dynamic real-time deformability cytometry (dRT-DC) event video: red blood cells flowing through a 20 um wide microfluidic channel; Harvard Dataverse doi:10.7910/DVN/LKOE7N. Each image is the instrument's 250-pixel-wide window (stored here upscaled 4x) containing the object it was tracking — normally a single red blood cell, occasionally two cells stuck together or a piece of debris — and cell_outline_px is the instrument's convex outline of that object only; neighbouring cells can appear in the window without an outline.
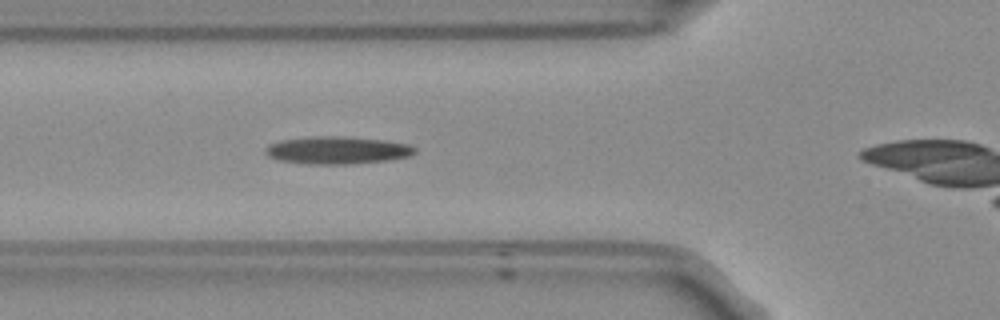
{"species": "Egyptian fruit bat (a non-hibernating species)", "species_latin": "Rousettus aegyptiacus", "temperature_condition": "room temperature", "stored_images_in_passage": 35, "camera_frame_rate_fps": 3000, "um_per_image_px": 0.085, "frame": {"image": 1, "passage_image": 10, "time_ms": 3.0, "image_size_px": [1000, 320], "cell_outline_px": [[416, 152], [408, 156], [384, 160], [348, 164], [304, 164], [280, 160], [268, 156], [264, 152], [264, 148], [268, 144], [280, 140], [308, 136], [344, 136], [384, 140], [408, 144], [416, 148]], "centroid_in_image_um": [28.59, 12.76], "position_along_channel_um": 97.2, "area_um2": 24.04}}
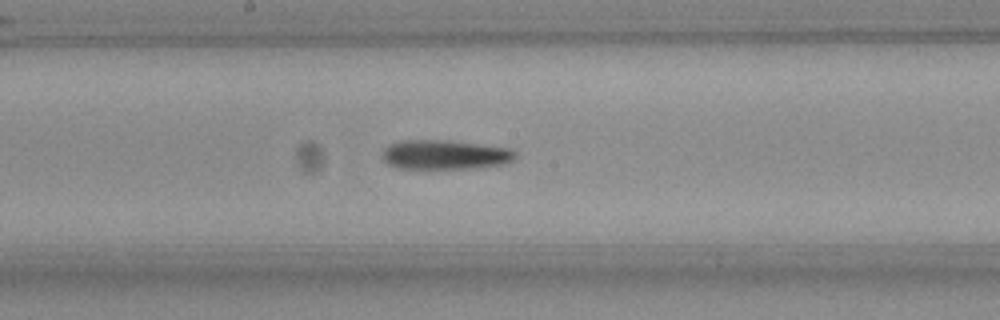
{"frame": {"image": 2, "passage_image": 19, "time_ms": 6.0, "image_size_px": [1000, 320], "cell_outline_px": [[516, 156], [512, 160], [504, 164], [480, 168], [396, 168], [388, 164], [384, 160], [384, 148], [388, 144], [400, 140], [444, 140], [508, 148], [516, 152]], "centroid_in_image_um": [37.8, 13.15], "position_along_channel_um": 210.4, "area_um2": 22.66}}
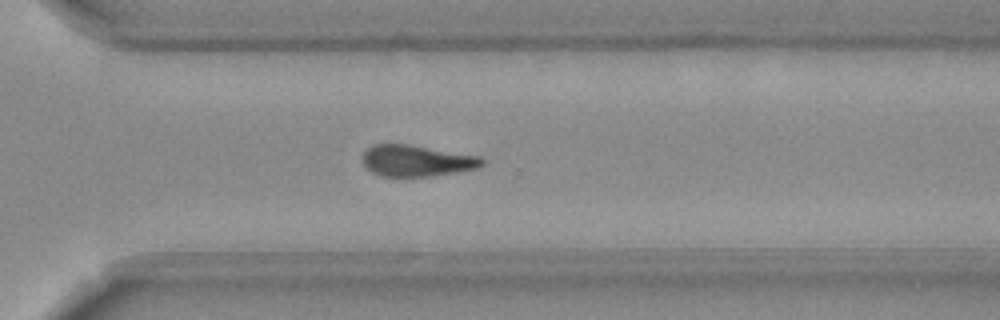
{"frame": {"image": 3, "passage_image": 29, "time_ms": 9.333, "image_size_px": [1000, 320], "cell_outline_px": [[484, 164], [476, 168], [456, 172], [432, 176], [384, 176], [372, 172], [364, 164], [364, 152], [372, 144], [408, 144], [480, 156], [484, 160]], "centroid_in_image_um": [35.43, 13.65], "position_along_channel_um": 335.2, "area_um2": 21.56}}